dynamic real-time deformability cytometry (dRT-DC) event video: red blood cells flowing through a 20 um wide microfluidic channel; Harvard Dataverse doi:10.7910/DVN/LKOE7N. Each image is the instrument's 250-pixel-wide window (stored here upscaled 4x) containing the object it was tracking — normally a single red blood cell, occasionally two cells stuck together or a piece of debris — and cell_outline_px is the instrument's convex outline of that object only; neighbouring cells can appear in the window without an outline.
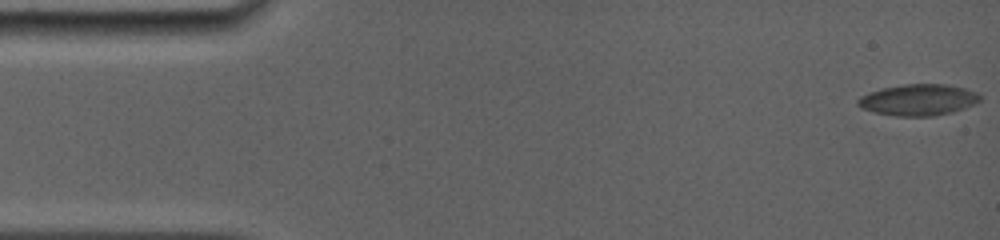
{"species": "common noctule bat (a hibernating species)", "species_latin": "Nyctalus noctula", "temperature_condition": "room temperature", "stored_images_in_passage": 6, "camera_frame_rate_fps": 5000, "um_per_image_px": 0.085, "animal": {"sex": "female", "body_mass_g": 19.0, "forearm_length_mm": 56.7}, "frame": {"image": 1, "passage_image": 1, "time_ms": 0.0, "image_size_px": [1000, 240], "cell_outline_px": [[980, 100], [976, 104], [952, 112], [932, 116], [896, 116], [872, 112], [860, 108], [856, 104], [856, 100], [860, 96], [868, 92], [880, 88], [904, 84], [944, 84], [964, 88], [980, 92]], "centroid_in_image_um": [78.03, 8.48], "position_along_channel_um": 7.0, "area_um2": 22.6}}
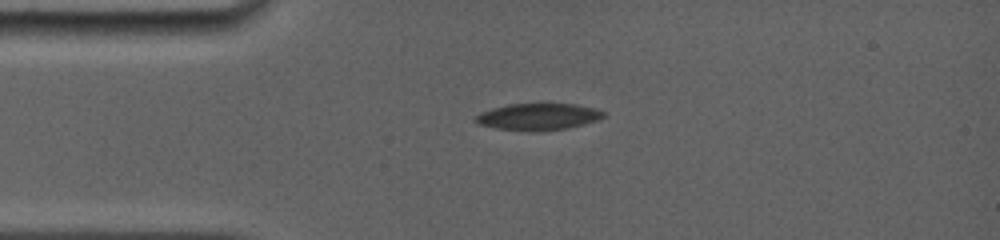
{"frame": {"image": 2, "passage_image": 5, "time_ms": 3.6, "image_size_px": [1000, 240], "cell_outline_px": [[604, 116], [596, 120], [584, 124], [564, 128], [496, 128], [476, 124], [476, 116], [480, 112], [492, 108], [508, 104], [544, 100], [576, 104], [596, 108], [604, 112]], "centroid_in_image_um": [45.76, 9.81], "position_along_channel_um": 39.2, "area_um2": 19.83}}